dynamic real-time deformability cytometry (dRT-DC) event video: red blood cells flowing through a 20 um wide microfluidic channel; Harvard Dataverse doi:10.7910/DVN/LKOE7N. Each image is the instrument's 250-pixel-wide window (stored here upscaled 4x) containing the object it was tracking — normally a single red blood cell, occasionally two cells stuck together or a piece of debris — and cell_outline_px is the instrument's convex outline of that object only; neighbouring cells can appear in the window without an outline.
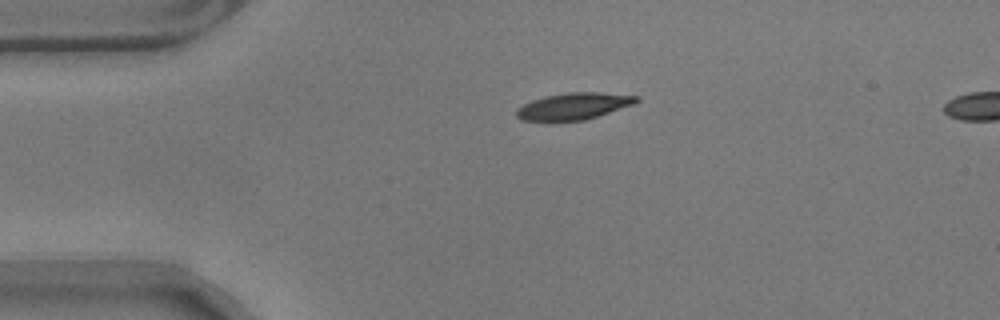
{"species": "common noctule bat (a hibernating species)", "species_latin": "Nyctalus noctula", "temperature_condition": "warm", "stored_images_in_passage": 46, "camera_frame_rate_fps": 3000, "um_per_image_px": 0.085, "animal": {"sex": "male", "body_mass_g": 17.9}, "frame": {"image": 1, "passage_image": 1, "time_ms": 0.0, "image_size_px": [1000, 320], "cell_outline_px": [[640, 100], [636, 104], [584, 120], [520, 120], [516, 116], [516, 112], [524, 104], [532, 100], [544, 96], [568, 92], [600, 92], [640, 96]], "centroid_in_image_um": [48.83, 9.0], "position_along_channel_um": 36.2, "area_um2": 18.55}}
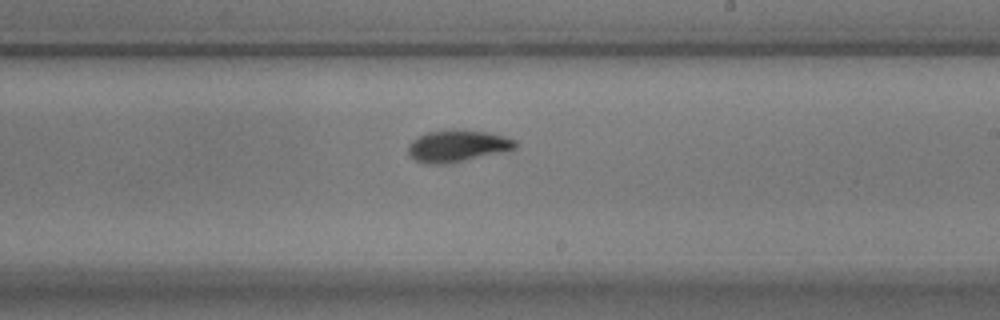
{"frame": {"image": 2, "passage_image": 22, "time_ms": 7.0, "image_size_px": [1000, 320], "cell_outline_px": [[516, 148], [504, 152], [452, 164], [424, 164], [408, 156], [408, 144], [416, 136], [428, 132], [492, 132], [516, 140]], "centroid_in_image_um": [38.87, 12.46], "position_along_channel_um": 250.1, "area_um2": 19.71}}
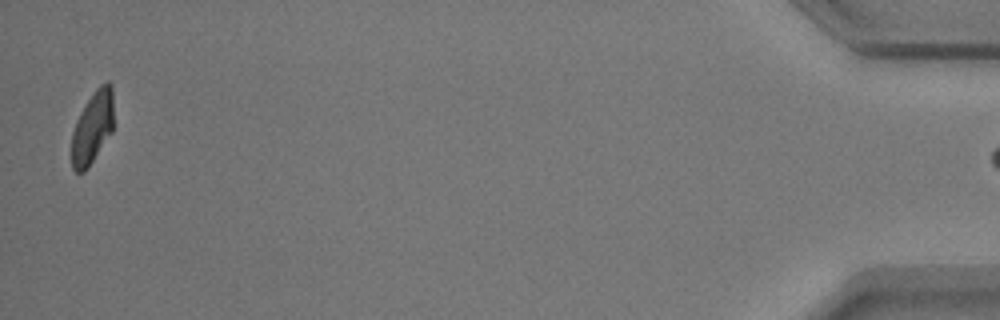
{"frame": {"image": 3, "passage_image": 45, "time_ms": 14.667, "image_size_px": [1000, 320], "cell_outline_px": [[112, 132], [88, 168], [84, 172], [76, 172], [72, 168], [72, 132], [76, 120], [80, 112], [96, 88], [100, 84], [108, 80], [112, 84]], "centroid_in_image_um": [7.85, 10.83], "position_along_channel_um": 427.3, "area_um2": 17.63}}